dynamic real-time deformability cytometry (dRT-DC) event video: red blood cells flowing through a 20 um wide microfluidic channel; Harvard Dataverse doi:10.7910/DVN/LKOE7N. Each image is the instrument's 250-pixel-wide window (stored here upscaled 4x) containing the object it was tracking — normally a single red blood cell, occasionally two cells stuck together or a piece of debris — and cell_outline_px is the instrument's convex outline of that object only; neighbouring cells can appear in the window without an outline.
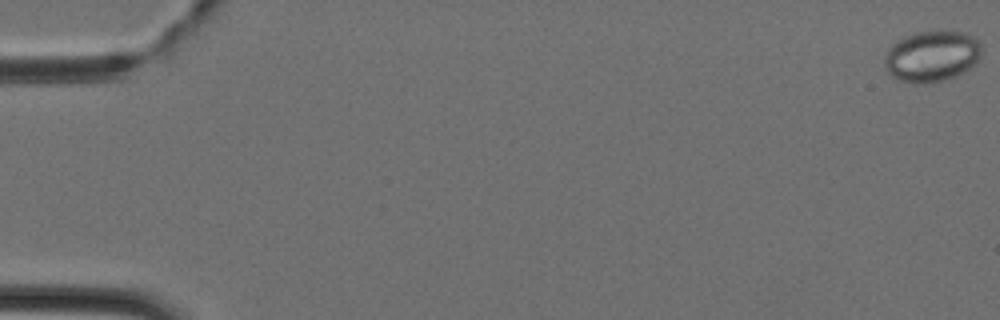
{"species": "Egyptian fruit bat (a non-hibernating species)", "species_latin": "Rousettus aegyptiacus", "temperature_condition": "cold", "stored_images_in_passage": 46, "camera_frame_rate_fps": 3000, "um_per_image_px": 0.085, "animal": {"sex": "female"}, "frame": {"image": 1, "passage_image": 1, "time_ms": 0.0, "image_size_px": [1000, 320], "cell_outline_px": [[980, 52], [976, 60], [964, 72], [944, 80], [916, 84], [900, 80], [892, 76], [884, 68], [884, 56], [888, 48], [896, 40], [916, 32], [964, 32], [972, 36], [980, 44]], "centroid_in_image_um": [79.13, 4.78], "position_along_channel_um": 5.9, "area_um2": 28.44}}
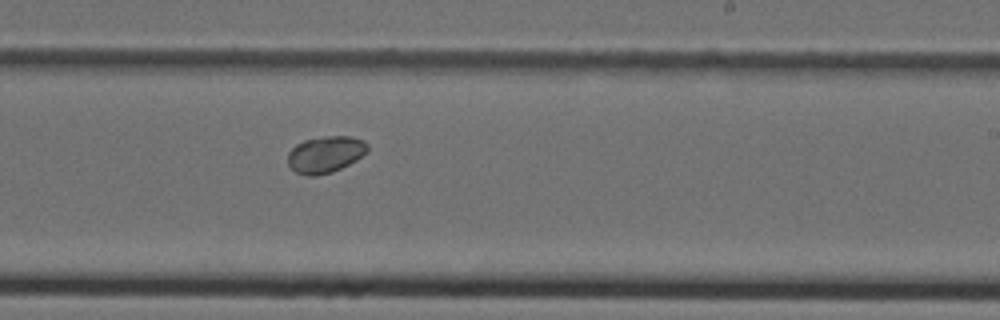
{"frame": {"image": 2, "passage_image": 29, "time_ms": 9.333, "image_size_px": [1000, 320], "cell_outline_px": [[368, 152], [356, 160], [332, 172], [316, 176], [308, 176], [296, 172], [288, 164], [288, 152], [296, 144], [304, 140], [324, 136], [352, 136], [364, 140], [368, 144]], "centroid_in_image_um": [27.67, 13.11], "position_along_channel_um": 261.3, "area_um2": 17.11}}
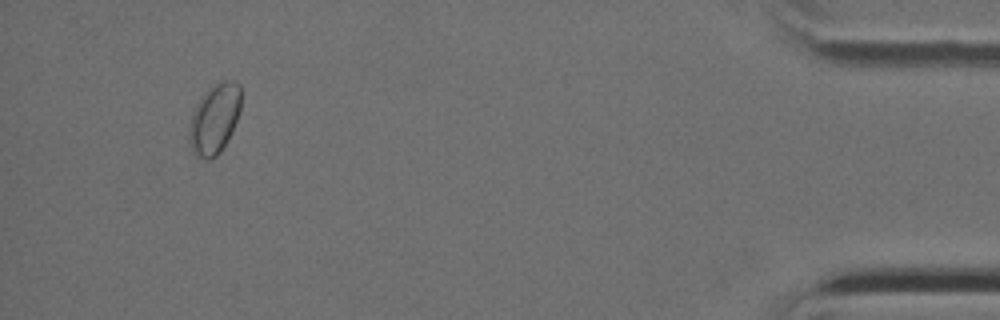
{"frame": {"image": 3, "passage_image": 44, "time_ms": 14.333, "image_size_px": [1000, 320], "cell_outline_px": [[240, 112], [232, 132], [228, 140], [220, 152], [216, 156], [208, 160], [196, 156], [192, 152], [188, 136], [192, 116], [196, 104], [208, 88], [224, 80], [232, 80], [240, 84]], "centroid_in_image_um": [18.24, 10.12], "position_along_channel_um": 417.0, "area_um2": 21.1}}